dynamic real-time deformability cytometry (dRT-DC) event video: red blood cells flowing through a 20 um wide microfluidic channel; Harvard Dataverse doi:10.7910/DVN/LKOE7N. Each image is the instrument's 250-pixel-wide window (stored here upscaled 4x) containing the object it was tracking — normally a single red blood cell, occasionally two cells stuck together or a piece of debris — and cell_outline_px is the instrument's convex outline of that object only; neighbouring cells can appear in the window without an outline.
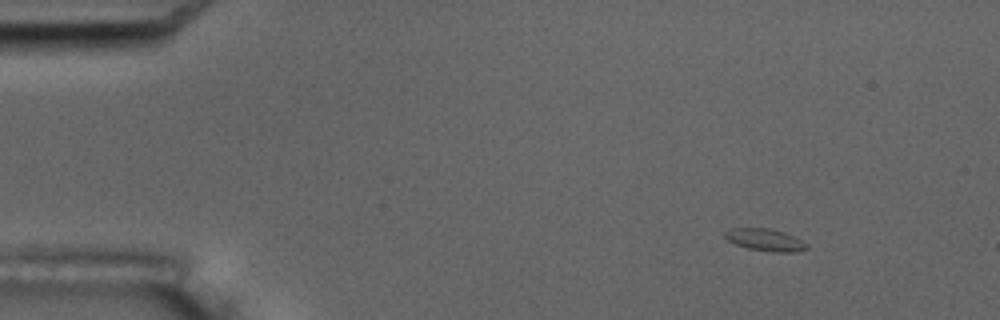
{"species": "common noctule bat (a hibernating species)", "species_latin": "Nyctalus noctula", "temperature_condition": "room temperature", "stored_images_in_passage": 4, "camera_frame_rate_fps": 3000, "um_per_image_px": 0.085, "animal": {"sex": "male", "body_mass_g": 17.5, "forearm_length_mm": 52.3}, "frame": {"image": 1, "passage_image": 1, "time_ms": 0.0, "image_size_px": [1000, 320], "cell_outline_px": [[808, 248], [796, 252], [772, 252], [748, 248], [736, 244], [728, 240], [724, 236], [724, 232], [728, 228], [768, 228], [784, 232], [808, 244]], "centroid_in_image_um": [65.02, 20.38], "position_along_channel_um": 20.0, "area_um2": 10.52}}